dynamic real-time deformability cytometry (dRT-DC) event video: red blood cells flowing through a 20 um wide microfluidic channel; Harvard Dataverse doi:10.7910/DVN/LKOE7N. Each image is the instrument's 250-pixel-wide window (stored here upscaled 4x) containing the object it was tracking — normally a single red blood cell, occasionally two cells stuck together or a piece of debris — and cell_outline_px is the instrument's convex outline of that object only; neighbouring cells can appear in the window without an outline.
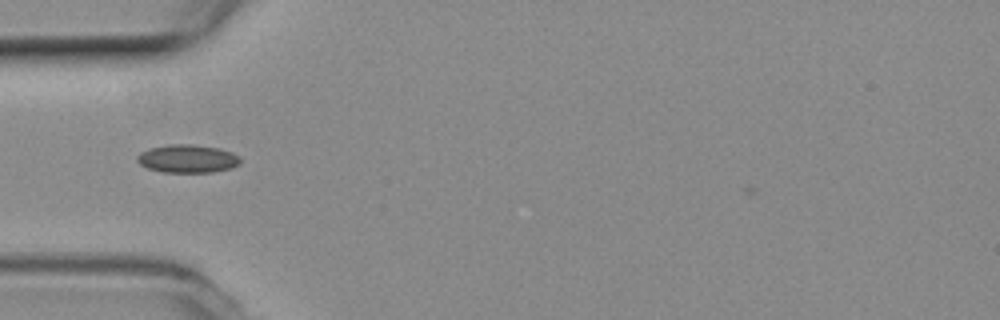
{"species": "common noctule bat (a hibernating species)", "species_latin": "Nyctalus noctula", "temperature_condition": "room temperature", "stored_images_in_passage": 38, "camera_frame_rate_fps": 3000, "um_per_image_px": 0.085, "animal": {"sex": "female", "body_mass_g": 19.3, "forearm_length_mm": 54.1}, "frame": {"image": 1, "passage_image": 1, "time_ms": 0.0, "image_size_px": [1000, 320], "cell_outline_px": [[240, 164], [232, 168], [212, 172], [164, 172], [148, 168], [140, 164], [136, 160], [136, 156], [140, 152], [148, 148], [168, 144], [192, 144], [220, 148], [232, 152], [240, 156]], "centroid_in_image_um": [15.94, 13.48], "position_along_channel_um": 69.1, "area_um2": 17.11}}
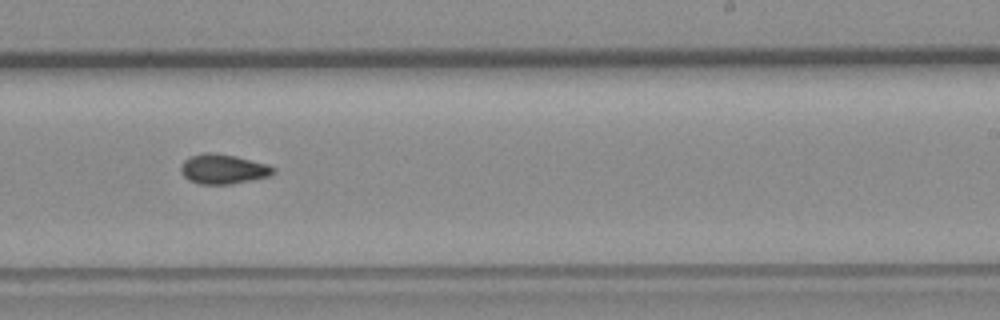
{"frame": {"image": 2, "passage_image": 17, "time_ms": 5.333, "image_size_px": [1000, 320], "cell_outline_px": [[276, 172], [268, 176], [232, 184], [200, 184], [188, 180], [180, 172], [180, 164], [184, 160], [192, 156], [204, 152], [212, 152], [236, 156], [268, 164], [276, 168]], "centroid_in_image_um": [18.96, 14.36], "position_along_channel_um": 270.0, "area_um2": 16.13}}
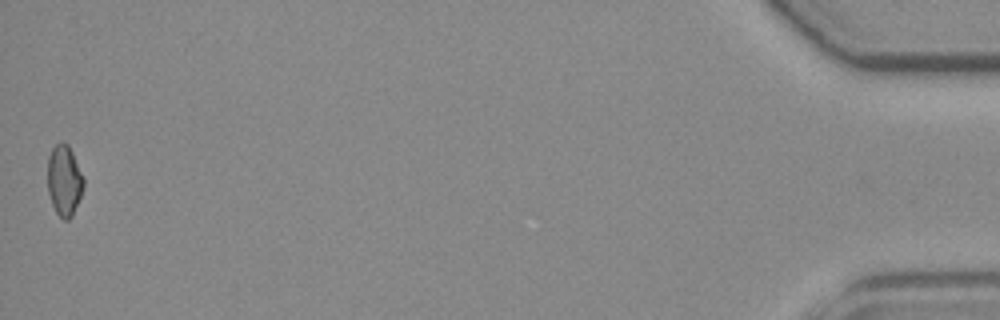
{"frame": {"image": 3, "passage_image": 38, "time_ms": 12.333, "image_size_px": [1000, 320], "cell_outline_px": [[84, 184], [80, 196], [72, 216], [68, 220], [64, 220], [56, 212], [52, 204], [48, 192], [48, 156], [52, 148], [60, 140], [68, 144], [72, 152], [84, 180]], "centroid_in_image_um": [5.44, 15.32], "position_along_channel_um": 429.8, "area_um2": 14.68}, "authors_computed_cell_mechanics": {"area_um2": 15.317, "velocity_mm_per_s": 3.7636, "shape_relaxation_time_tau1_ms": null, "shape_relaxation_time_tau2_ms": 2.5464, "deformation_change_tau1": null, "deformation_change_tau2": 0.0588}}